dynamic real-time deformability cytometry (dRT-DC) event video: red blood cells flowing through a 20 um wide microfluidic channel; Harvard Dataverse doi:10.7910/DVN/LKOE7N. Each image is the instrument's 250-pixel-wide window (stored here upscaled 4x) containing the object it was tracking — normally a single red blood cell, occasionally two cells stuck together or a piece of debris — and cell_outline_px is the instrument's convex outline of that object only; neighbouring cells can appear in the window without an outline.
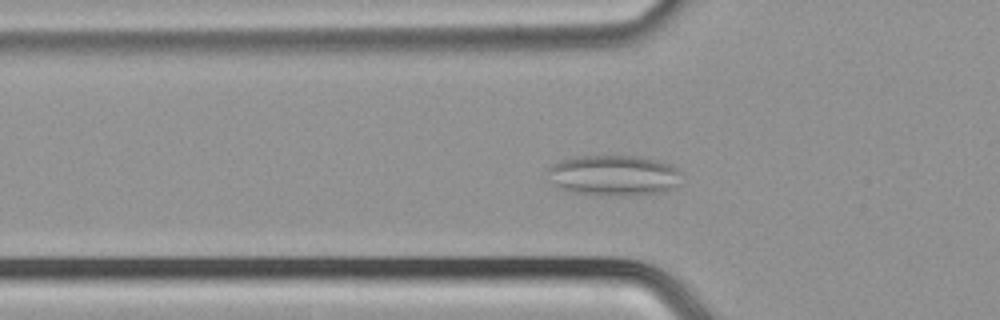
{"species": "common noctule bat (a hibernating species)", "species_latin": "Nyctalus noctula", "temperature_condition": "cold", "stored_images_in_passage": 40, "camera_frame_rate_fps": 3000, "um_per_image_px": 0.085, "animal": {"sex": "male", "body_mass_g": 21.5, "forearm_length_mm": 52.0}, "frame": {"image": 1, "passage_image": 6, "time_ms": 1.667, "image_size_px": [1000, 320], "cell_outline_px": [[680, 172], [676, 184], [672, 188], [664, 192], [628, 196], [604, 196], [572, 192], [556, 188], [552, 184], [544, 172], [552, 164], [560, 160], [576, 156], [640, 156], [672, 164]], "centroid_in_image_um": [52.08, 14.92], "position_along_channel_um": 73.7, "area_um2": 32.25}}
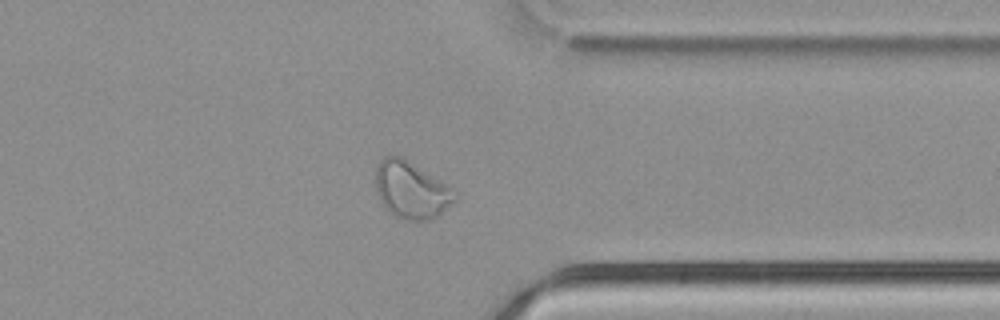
{"frame": {"image": 2, "passage_image": 29, "time_ms": 9.333, "image_size_px": [1000, 320], "cell_outline_px": [[460, 196], [456, 200], [432, 220], [400, 220], [388, 212], [380, 200], [376, 192], [376, 168], [380, 160], [384, 156], [400, 156], [456, 188]], "centroid_in_image_um": [35.0, 16.17], "position_along_channel_um": 376.4, "area_um2": 26.82}}
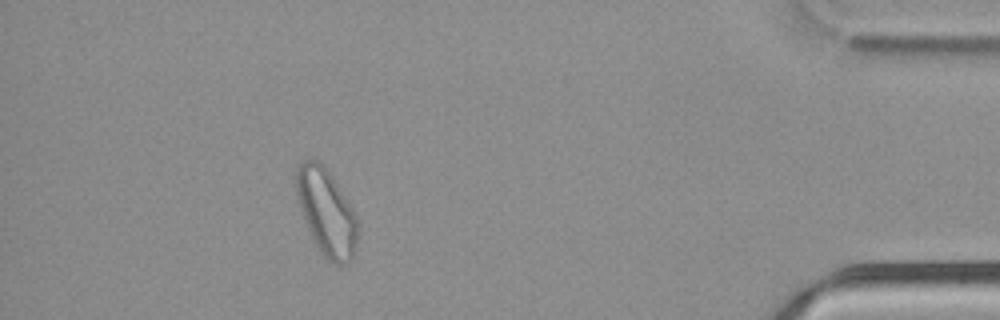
{"frame": {"image": 3, "passage_image": 35, "time_ms": 11.333, "image_size_px": [1000, 320], "cell_outline_px": [[360, 228], [356, 248], [348, 264], [332, 264], [316, 248], [300, 208], [296, 196], [296, 168], [304, 160], [316, 160], [328, 172], [352, 208], [360, 224]], "centroid_in_image_um": [27.76, 18.11], "position_along_channel_um": 407.4, "area_um2": 30.81}}